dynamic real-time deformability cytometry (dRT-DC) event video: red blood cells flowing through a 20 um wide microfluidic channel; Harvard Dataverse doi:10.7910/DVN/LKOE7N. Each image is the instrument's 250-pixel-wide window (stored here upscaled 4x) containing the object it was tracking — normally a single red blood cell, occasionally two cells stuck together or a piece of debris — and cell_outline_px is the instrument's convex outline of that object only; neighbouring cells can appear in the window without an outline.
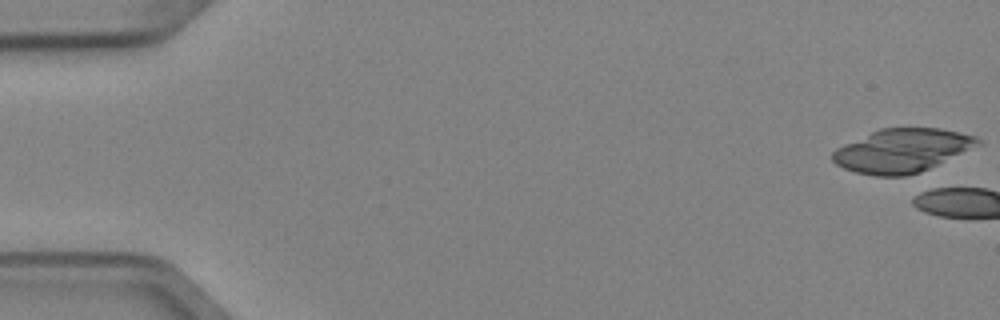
{"species": "Egyptian fruit bat (a non-hibernating species)", "species_latin": "Rousettus aegyptiacus", "temperature_condition": "cold", "stored_images_in_passage": 6, "camera_frame_rate_fps": 3000, "um_per_image_px": 0.085, "animal": {"sex": "female"}, "frame": {"image": 1, "passage_image": 1, "time_ms": 0.0, "image_size_px": [1000, 320], "cell_outline_px": [[984, 144], [920, 172], [904, 176], [872, 176], [856, 172], [844, 168], [836, 164], [832, 160], [832, 152], [836, 148], [844, 144], [880, 128], [940, 128], [960, 132], [976, 136], [984, 140]], "centroid_in_image_um": [76.73, 12.8], "position_along_channel_um": 8.3, "area_um2": 37.11}}